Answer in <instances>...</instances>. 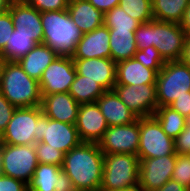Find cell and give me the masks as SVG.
Here are the masks:
<instances>
[{"label":"cell","instance_id":"6da1fadb","mask_svg":"<svg viewBox=\"0 0 190 191\" xmlns=\"http://www.w3.org/2000/svg\"><path fill=\"white\" fill-rule=\"evenodd\" d=\"M104 153L98 143L81 142L64 156L61 169L76 191H100Z\"/></svg>","mask_w":190,"mask_h":191},{"label":"cell","instance_id":"7a4b0ae2","mask_svg":"<svg viewBox=\"0 0 190 191\" xmlns=\"http://www.w3.org/2000/svg\"><path fill=\"white\" fill-rule=\"evenodd\" d=\"M0 92L16 108L41 106L39 81L31 78L17 61L4 62Z\"/></svg>","mask_w":190,"mask_h":191},{"label":"cell","instance_id":"3957f363","mask_svg":"<svg viewBox=\"0 0 190 191\" xmlns=\"http://www.w3.org/2000/svg\"><path fill=\"white\" fill-rule=\"evenodd\" d=\"M43 44L48 45L59 55H71L82 32L74 24L67 10L41 13Z\"/></svg>","mask_w":190,"mask_h":191},{"label":"cell","instance_id":"277c9868","mask_svg":"<svg viewBox=\"0 0 190 191\" xmlns=\"http://www.w3.org/2000/svg\"><path fill=\"white\" fill-rule=\"evenodd\" d=\"M140 160L133 154H104L100 191H137Z\"/></svg>","mask_w":190,"mask_h":191},{"label":"cell","instance_id":"5b68a950","mask_svg":"<svg viewBox=\"0 0 190 191\" xmlns=\"http://www.w3.org/2000/svg\"><path fill=\"white\" fill-rule=\"evenodd\" d=\"M190 67L182 60L166 61L157 74L156 99L158 107L169 106L175 99L189 96Z\"/></svg>","mask_w":190,"mask_h":191},{"label":"cell","instance_id":"8992f818","mask_svg":"<svg viewBox=\"0 0 190 191\" xmlns=\"http://www.w3.org/2000/svg\"><path fill=\"white\" fill-rule=\"evenodd\" d=\"M139 159H151L175 153L174 139L169 137L154 116L139 118Z\"/></svg>","mask_w":190,"mask_h":191},{"label":"cell","instance_id":"52a82bcc","mask_svg":"<svg viewBox=\"0 0 190 191\" xmlns=\"http://www.w3.org/2000/svg\"><path fill=\"white\" fill-rule=\"evenodd\" d=\"M35 146L1 144L2 174L29 184L37 168Z\"/></svg>","mask_w":190,"mask_h":191},{"label":"cell","instance_id":"ba28073f","mask_svg":"<svg viewBox=\"0 0 190 191\" xmlns=\"http://www.w3.org/2000/svg\"><path fill=\"white\" fill-rule=\"evenodd\" d=\"M43 113L41 106L16 108L6 130L0 136L1 144L33 145L38 129V117Z\"/></svg>","mask_w":190,"mask_h":191},{"label":"cell","instance_id":"9c48e42d","mask_svg":"<svg viewBox=\"0 0 190 191\" xmlns=\"http://www.w3.org/2000/svg\"><path fill=\"white\" fill-rule=\"evenodd\" d=\"M37 122V133H34L36 142L46 143L48 147L65 154L81 143L75 124L50 119L44 113L38 117Z\"/></svg>","mask_w":190,"mask_h":191},{"label":"cell","instance_id":"30bf717a","mask_svg":"<svg viewBox=\"0 0 190 191\" xmlns=\"http://www.w3.org/2000/svg\"><path fill=\"white\" fill-rule=\"evenodd\" d=\"M186 38L179 24L153 19V46L165 61L182 59Z\"/></svg>","mask_w":190,"mask_h":191},{"label":"cell","instance_id":"8fae6325","mask_svg":"<svg viewBox=\"0 0 190 191\" xmlns=\"http://www.w3.org/2000/svg\"><path fill=\"white\" fill-rule=\"evenodd\" d=\"M76 76L71 55H58L44 70L39 80L41 95L69 92Z\"/></svg>","mask_w":190,"mask_h":191},{"label":"cell","instance_id":"7c38bea8","mask_svg":"<svg viewBox=\"0 0 190 191\" xmlns=\"http://www.w3.org/2000/svg\"><path fill=\"white\" fill-rule=\"evenodd\" d=\"M139 118L131 124L110 126L98 146L104 154L137 155L139 146Z\"/></svg>","mask_w":190,"mask_h":191},{"label":"cell","instance_id":"4fadbf2b","mask_svg":"<svg viewBox=\"0 0 190 191\" xmlns=\"http://www.w3.org/2000/svg\"><path fill=\"white\" fill-rule=\"evenodd\" d=\"M113 90L138 118L153 116L158 108L156 84L115 85Z\"/></svg>","mask_w":190,"mask_h":191},{"label":"cell","instance_id":"5bb4252c","mask_svg":"<svg viewBox=\"0 0 190 191\" xmlns=\"http://www.w3.org/2000/svg\"><path fill=\"white\" fill-rule=\"evenodd\" d=\"M139 160V191H156L172 179L176 155Z\"/></svg>","mask_w":190,"mask_h":191},{"label":"cell","instance_id":"9a60e30c","mask_svg":"<svg viewBox=\"0 0 190 191\" xmlns=\"http://www.w3.org/2000/svg\"><path fill=\"white\" fill-rule=\"evenodd\" d=\"M9 12L13 19L14 30L18 34L31 37L37 44H43L41 13L24 0H13Z\"/></svg>","mask_w":190,"mask_h":191},{"label":"cell","instance_id":"2e32d148","mask_svg":"<svg viewBox=\"0 0 190 191\" xmlns=\"http://www.w3.org/2000/svg\"><path fill=\"white\" fill-rule=\"evenodd\" d=\"M75 126L81 142L88 143H98L109 127L96 102L80 104Z\"/></svg>","mask_w":190,"mask_h":191},{"label":"cell","instance_id":"e0dca14e","mask_svg":"<svg viewBox=\"0 0 190 191\" xmlns=\"http://www.w3.org/2000/svg\"><path fill=\"white\" fill-rule=\"evenodd\" d=\"M76 73L100 84L106 91L116 84V63L111 58L73 59Z\"/></svg>","mask_w":190,"mask_h":191},{"label":"cell","instance_id":"ac0fdd59","mask_svg":"<svg viewBox=\"0 0 190 191\" xmlns=\"http://www.w3.org/2000/svg\"><path fill=\"white\" fill-rule=\"evenodd\" d=\"M72 59L110 58L109 29L103 24L82 34Z\"/></svg>","mask_w":190,"mask_h":191},{"label":"cell","instance_id":"d6986e66","mask_svg":"<svg viewBox=\"0 0 190 191\" xmlns=\"http://www.w3.org/2000/svg\"><path fill=\"white\" fill-rule=\"evenodd\" d=\"M80 104L69 94L53 93L42 95L41 108L50 119L76 124Z\"/></svg>","mask_w":190,"mask_h":191},{"label":"cell","instance_id":"ffe728a7","mask_svg":"<svg viewBox=\"0 0 190 191\" xmlns=\"http://www.w3.org/2000/svg\"><path fill=\"white\" fill-rule=\"evenodd\" d=\"M108 126L131 124L138 117L121 101L114 90L105 91L96 101Z\"/></svg>","mask_w":190,"mask_h":191},{"label":"cell","instance_id":"44dd1931","mask_svg":"<svg viewBox=\"0 0 190 191\" xmlns=\"http://www.w3.org/2000/svg\"><path fill=\"white\" fill-rule=\"evenodd\" d=\"M157 72L146 68L135 58L116 63V84L115 85H143L156 84Z\"/></svg>","mask_w":190,"mask_h":191},{"label":"cell","instance_id":"7402d4cb","mask_svg":"<svg viewBox=\"0 0 190 191\" xmlns=\"http://www.w3.org/2000/svg\"><path fill=\"white\" fill-rule=\"evenodd\" d=\"M67 11L82 34L91 32L104 24V14L88 0H69Z\"/></svg>","mask_w":190,"mask_h":191},{"label":"cell","instance_id":"603a6c76","mask_svg":"<svg viewBox=\"0 0 190 191\" xmlns=\"http://www.w3.org/2000/svg\"><path fill=\"white\" fill-rule=\"evenodd\" d=\"M58 55L59 54L48 45L37 44L17 62L31 78L39 81L44 70Z\"/></svg>","mask_w":190,"mask_h":191},{"label":"cell","instance_id":"cb8c5ba5","mask_svg":"<svg viewBox=\"0 0 190 191\" xmlns=\"http://www.w3.org/2000/svg\"><path fill=\"white\" fill-rule=\"evenodd\" d=\"M134 32L131 30H109L110 58L115 63L134 57L138 50Z\"/></svg>","mask_w":190,"mask_h":191},{"label":"cell","instance_id":"d4e9b609","mask_svg":"<svg viewBox=\"0 0 190 191\" xmlns=\"http://www.w3.org/2000/svg\"><path fill=\"white\" fill-rule=\"evenodd\" d=\"M190 0H152V12L157 21L180 24Z\"/></svg>","mask_w":190,"mask_h":191},{"label":"cell","instance_id":"484cf974","mask_svg":"<svg viewBox=\"0 0 190 191\" xmlns=\"http://www.w3.org/2000/svg\"><path fill=\"white\" fill-rule=\"evenodd\" d=\"M106 90L97 82L86 79V76L78 75L70 85L69 94L79 104L95 103Z\"/></svg>","mask_w":190,"mask_h":191},{"label":"cell","instance_id":"4316f807","mask_svg":"<svg viewBox=\"0 0 190 191\" xmlns=\"http://www.w3.org/2000/svg\"><path fill=\"white\" fill-rule=\"evenodd\" d=\"M62 169L58 165L38 163L28 191H55V184Z\"/></svg>","mask_w":190,"mask_h":191},{"label":"cell","instance_id":"83f0119b","mask_svg":"<svg viewBox=\"0 0 190 191\" xmlns=\"http://www.w3.org/2000/svg\"><path fill=\"white\" fill-rule=\"evenodd\" d=\"M153 116L161 124L163 131L171 138L175 139L185 128L187 118L170 106L158 107Z\"/></svg>","mask_w":190,"mask_h":191},{"label":"cell","instance_id":"f1b7e54d","mask_svg":"<svg viewBox=\"0 0 190 191\" xmlns=\"http://www.w3.org/2000/svg\"><path fill=\"white\" fill-rule=\"evenodd\" d=\"M36 45L31 37L18 34L17 30H14L0 55L5 61H18Z\"/></svg>","mask_w":190,"mask_h":191},{"label":"cell","instance_id":"f546056e","mask_svg":"<svg viewBox=\"0 0 190 191\" xmlns=\"http://www.w3.org/2000/svg\"><path fill=\"white\" fill-rule=\"evenodd\" d=\"M119 7L140 24L154 19L152 0H120Z\"/></svg>","mask_w":190,"mask_h":191},{"label":"cell","instance_id":"4dcf8cb0","mask_svg":"<svg viewBox=\"0 0 190 191\" xmlns=\"http://www.w3.org/2000/svg\"><path fill=\"white\" fill-rule=\"evenodd\" d=\"M104 25L109 30L135 31L140 23L126 14L119 6H116L104 14Z\"/></svg>","mask_w":190,"mask_h":191},{"label":"cell","instance_id":"1f68e13d","mask_svg":"<svg viewBox=\"0 0 190 191\" xmlns=\"http://www.w3.org/2000/svg\"><path fill=\"white\" fill-rule=\"evenodd\" d=\"M146 68L153 69L157 73L162 69L166 61L162 58L159 51L154 46H149L142 50H137L134 57Z\"/></svg>","mask_w":190,"mask_h":191},{"label":"cell","instance_id":"d6a6232c","mask_svg":"<svg viewBox=\"0 0 190 191\" xmlns=\"http://www.w3.org/2000/svg\"><path fill=\"white\" fill-rule=\"evenodd\" d=\"M34 146L38 163L62 166L65 156L64 152L48 147V144L41 141L36 142Z\"/></svg>","mask_w":190,"mask_h":191},{"label":"cell","instance_id":"836d02e7","mask_svg":"<svg viewBox=\"0 0 190 191\" xmlns=\"http://www.w3.org/2000/svg\"><path fill=\"white\" fill-rule=\"evenodd\" d=\"M172 179L190 191V155H176Z\"/></svg>","mask_w":190,"mask_h":191},{"label":"cell","instance_id":"e575fe53","mask_svg":"<svg viewBox=\"0 0 190 191\" xmlns=\"http://www.w3.org/2000/svg\"><path fill=\"white\" fill-rule=\"evenodd\" d=\"M134 33L138 50L153 46V20L141 23Z\"/></svg>","mask_w":190,"mask_h":191},{"label":"cell","instance_id":"d590c367","mask_svg":"<svg viewBox=\"0 0 190 191\" xmlns=\"http://www.w3.org/2000/svg\"><path fill=\"white\" fill-rule=\"evenodd\" d=\"M40 13L47 11L67 10L69 0H24Z\"/></svg>","mask_w":190,"mask_h":191},{"label":"cell","instance_id":"8d00e7d4","mask_svg":"<svg viewBox=\"0 0 190 191\" xmlns=\"http://www.w3.org/2000/svg\"><path fill=\"white\" fill-rule=\"evenodd\" d=\"M14 31L13 19L9 11L0 14V53Z\"/></svg>","mask_w":190,"mask_h":191},{"label":"cell","instance_id":"74e56055","mask_svg":"<svg viewBox=\"0 0 190 191\" xmlns=\"http://www.w3.org/2000/svg\"><path fill=\"white\" fill-rule=\"evenodd\" d=\"M15 110L16 107H14L0 92V136L6 130Z\"/></svg>","mask_w":190,"mask_h":191},{"label":"cell","instance_id":"f35d334b","mask_svg":"<svg viewBox=\"0 0 190 191\" xmlns=\"http://www.w3.org/2000/svg\"><path fill=\"white\" fill-rule=\"evenodd\" d=\"M174 144L176 154L190 155V125H186L174 139Z\"/></svg>","mask_w":190,"mask_h":191},{"label":"cell","instance_id":"ab89813d","mask_svg":"<svg viewBox=\"0 0 190 191\" xmlns=\"http://www.w3.org/2000/svg\"><path fill=\"white\" fill-rule=\"evenodd\" d=\"M0 191H28V184L21 180L1 174Z\"/></svg>","mask_w":190,"mask_h":191},{"label":"cell","instance_id":"60d3db41","mask_svg":"<svg viewBox=\"0 0 190 191\" xmlns=\"http://www.w3.org/2000/svg\"><path fill=\"white\" fill-rule=\"evenodd\" d=\"M171 108L176 110L186 118L190 116V91L189 96H182L175 99L170 105Z\"/></svg>","mask_w":190,"mask_h":191},{"label":"cell","instance_id":"b9f144b4","mask_svg":"<svg viewBox=\"0 0 190 191\" xmlns=\"http://www.w3.org/2000/svg\"><path fill=\"white\" fill-rule=\"evenodd\" d=\"M96 9L103 14L119 6L120 0H88Z\"/></svg>","mask_w":190,"mask_h":191},{"label":"cell","instance_id":"7bdbcfd3","mask_svg":"<svg viewBox=\"0 0 190 191\" xmlns=\"http://www.w3.org/2000/svg\"><path fill=\"white\" fill-rule=\"evenodd\" d=\"M55 191H76L71 179L63 171L58 175V180L55 184Z\"/></svg>","mask_w":190,"mask_h":191},{"label":"cell","instance_id":"ee69618b","mask_svg":"<svg viewBox=\"0 0 190 191\" xmlns=\"http://www.w3.org/2000/svg\"><path fill=\"white\" fill-rule=\"evenodd\" d=\"M156 191H188L177 181L170 179L160 189Z\"/></svg>","mask_w":190,"mask_h":191},{"label":"cell","instance_id":"f6af8a7d","mask_svg":"<svg viewBox=\"0 0 190 191\" xmlns=\"http://www.w3.org/2000/svg\"><path fill=\"white\" fill-rule=\"evenodd\" d=\"M187 37H190V4L186 8L179 24Z\"/></svg>","mask_w":190,"mask_h":191},{"label":"cell","instance_id":"bcb514c9","mask_svg":"<svg viewBox=\"0 0 190 191\" xmlns=\"http://www.w3.org/2000/svg\"><path fill=\"white\" fill-rule=\"evenodd\" d=\"M187 66L190 67V37L186 38L184 53L181 59Z\"/></svg>","mask_w":190,"mask_h":191},{"label":"cell","instance_id":"7dc6e473","mask_svg":"<svg viewBox=\"0 0 190 191\" xmlns=\"http://www.w3.org/2000/svg\"><path fill=\"white\" fill-rule=\"evenodd\" d=\"M12 1L13 0H0V14L9 11Z\"/></svg>","mask_w":190,"mask_h":191},{"label":"cell","instance_id":"c3c4849f","mask_svg":"<svg viewBox=\"0 0 190 191\" xmlns=\"http://www.w3.org/2000/svg\"><path fill=\"white\" fill-rule=\"evenodd\" d=\"M4 62H5V60L0 55V77H1V73H2V68H3Z\"/></svg>","mask_w":190,"mask_h":191},{"label":"cell","instance_id":"681fc988","mask_svg":"<svg viewBox=\"0 0 190 191\" xmlns=\"http://www.w3.org/2000/svg\"><path fill=\"white\" fill-rule=\"evenodd\" d=\"M2 174V166H1V143H0V175Z\"/></svg>","mask_w":190,"mask_h":191},{"label":"cell","instance_id":"f907efd6","mask_svg":"<svg viewBox=\"0 0 190 191\" xmlns=\"http://www.w3.org/2000/svg\"><path fill=\"white\" fill-rule=\"evenodd\" d=\"M186 125H190V116L187 117V122H186Z\"/></svg>","mask_w":190,"mask_h":191}]
</instances>
